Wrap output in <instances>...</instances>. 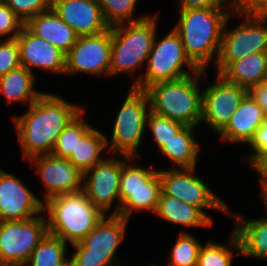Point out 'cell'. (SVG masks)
I'll use <instances>...</instances> for the list:
<instances>
[{"label":"cell","instance_id":"obj_29","mask_svg":"<svg viewBox=\"0 0 267 266\" xmlns=\"http://www.w3.org/2000/svg\"><path fill=\"white\" fill-rule=\"evenodd\" d=\"M231 231L225 244L209 240L204 246L202 245L197 266H232L233 257L236 256L233 250L237 251V255H241V247L237 235Z\"/></svg>","mask_w":267,"mask_h":266},{"label":"cell","instance_id":"obj_22","mask_svg":"<svg viewBox=\"0 0 267 266\" xmlns=\"http://www.w3.org/2000/svg\"><path fill=\"white\" fill-rule=\"evenodd\" d=\"M228 215L233 216V231L240 242L242 256L267 260V215L246 220L242 214H235L229 208Z\"/></svg>","mask_w":267,"mask_h":266},{"label":"cell","instance_id":"obj_40","mask_svg":"<svg viewBox=\"0 0 267 266\" xmlns=\"http://www.w3.org/2000/svg\"><path fill=\"white\" fill-rule=\"evenodd\" d=\"M263 0H229L230 11L234 15L252 14Z\"/></svg>","mask_w":267,"mask_h":266},{"label":"cell","instance_id":"obj_43","mask_svg":"<svg viewBox=\"0 0 267 266\" xmlns=\"http://www.w3.org/2000/svg\"><path fill=\"white\" fill-rule=\"evenodd\" d=\"M261 198L263 199L262 202H264V211H266L265 214L267 215V188L261 192Z\"/></svg>","mask_w":267,"mask_h":266},{"label":"cell","instance_id":"obj_41","mask_svg":"<svg viewBox=\"0 0 267 266\" xmlns=\"http://www.w3.org/2000/svg\"><path fill=\"white\" fill-rule=\"evenodd\" d=\"M249 93L256 100L258 105L263 109L266 117H267V83L261 82L256 86H253Z\"/></svg>","mask_w":267,"mask_h":266},{"label":"cell","instance_id":"obj_33","mask_svg":"<svg viewBox=\"0 0 267 266\" xmlns=\"http://www.w3.org/2000/svg\"><path fill=\"white\" fill-rule=\"evenodd\" d=\"M185 126L177 121L149 112L146 120V128L152 133L154 144L159 150L166 142L170 141Z\"/></svg>","mask_w":267,"mask_h":266},{"label":"cell","instance_id":"obj_3","mask_svg":"<svg viewBox=\"0 0 267 266\" xmlns=\"http://www.w3.org/2000/svg\"><path fill=\"white\" fill-rule=\"evenodd\" d=\"M206 72L199 70L192 75L158 82L146 88L144 91L148 95L150 111L184 126L198 127L202 118V88L199 87Z\"/></svg>","mask_w":267,"mask_h":266},{"label":"cell","instance_id":"obj_24","mask_svg":"<svg viewBox=\"0 0 267 266\" xmlns=\"http://www.w3.org/2000/svg\"><path fill=\"white\" fill-rule=\"evenodd\" d=\"M35 80L36 74L20 66L0 77V93L10 105L21 103L29 106L44 93L35 89Z\"/></svg>","mask_w":267,"mask_h":266},{"label":"cell","instance_id":"obj_27","mask_svg":"<svg viewBox=\"0 0 267 266\" xmlns=\"http://www.w3.org/2000/svg\"><path fill=\"white\" fill-rule=\"evenodd\" d=\"M108 153L105 133L96 127H92L75 146L74 152L68 160L81 172L85 173L95 165L102 162V152Z\"/></svg>","mask_w":267,"mask_h":266},{"label":"cell","instance_id":"obj_30","mask_svg":"<svg viewBox=\"0 0 267 266\" xmlns=\"http://www.w3.org/2000/svg\"><path fill=\"white\" fill-rule=\"evenodd\" d=\"M83 109L71 120L58 136L51 155L68 159L75 150L77 142L93 127L85 117Z\"/></svg>","mask_w":267,"mask_h":266},{"label":"cell","instance_id":"obj_44","mask_svg":"<svg viewBox=\"0 0 267 266\" xmlns=\"http://www.w3.org/2000/svg\"><path fill=\"white\" fill-rule=\"evenodd\" d=\"M264 82L267 83V68H266V72H265V76H264Z\"/></svg>","mask_w":267,"mask_h":266},{"label":"cell","instance_id":"obj_17","mask_svg":"<svg viewBox=\"0 0 267 266\" xmlns=\"http://www.w3.org/2000/svg\"><path fill=\"white\" fill-rule=\"evenodd\" d=\"M41 198L0 167V221H23L43 213Z\"/></svg>","mask_w":267,"mask_h":266},{"label":"cell","instance_id":"obj_16","mask_svg":"<svg viewBox=\"0 0 267 266\" xmlns=\"http://www.w3.org/2000/svg\"><path fill=\"white\" fill-rule=\"evenodd\" d=\"M35 166L38 177L44 186L42 202L66 194L82 191L83 173L68 159L53 155L36 156L28 160Z\"/></svg>","mask_w":267,"mask_h":266},{"label":"cell","instance_id":"obj_25","mask_svg":"<svg viewBox=\"0 0 267 266\" xmlns=\"http://www.w3.org/2000/svg\"><path fill=\"white\" fill-rule=\"evenodd\" d=\"M195 129L197 127L185 126L159 149L173 163L172 168L196 167L202 145L195 138Z\"/></svg>","mask_w":267,"mask_h":266},{"label":"cell","instance_id":"obj_42","mask_svg":"<svg viewBox=\"0 0 267 266\" xmlns=\"http://www.w3.org/2000/svg\"><path fill=\"white\" fill-rule=\"evenodd\" d=\"M251 15L260 19H267V0H263L262 4Z\"/></svg>","mask_w":267,"mask_h":266},{"label":"cell","instance_id":"obj_6","mask_svg":"<svg viewBox=\"0 0 267 266\" xmlns=\"http://www.w3.org/2000/svg\"><path fill=\"white\" fill-rule=\"evenodd\" d=\"M157 38L156 34L146 70L139 72L131 87L145 90L155 83L177 80L199 71L187 57L182 40L174 28L164 37Z\"/></svg>","mask_w":267,"mask_h":266},{"label":"cell","instance_id":"obj_13","mask_svg":"<svg viewBox=\"0 0 267 266\" xmlns=\"http://www.w3.org/2000/svg\"><path fill=\"white\" fill-rule=\"evenodd\" d=\"M105 158L83 174L82 192L91 203L100 209L105 215L111 211V215H118L120 211L119 182L123 165L131 158L113 155ZM122 157V158H121ZM114 201L116 208L111 210Z\"/></svg>","mask_w":267,"mask_h":266},{"label":"cell","instance_id":"obj_5","mask_svg":"<svg viewBox=\"0 0 267 266\" xmlns=\"http://www.w3.org/2000/svg\"><path fill=\"white\" fill-rule=\"evenodd\" d=\"M159 13L130 23L111 26L110 77L133 76L147 63L157 33Z\"/></svg>","mask_w":267,"mask_h":266},{"label":"cell","instance_id":"obj_35","mask_svg":"<svg viewBox=\"0 0 267 266\" xmlns=\"http://www.w3.org/2000/svg\"><path fill=\"white\" fill-rule=\"evenodd\" d=\"M21 66L16 38L0 41V77Z\"/></svg>","mask_w":267,"mask_h":266},{"label":"cell","instance_id":"obj_39","mask_svg":"<svg viewBox=\"0 0 267 266\" xmlns=\"http://www.w3.org/2000/svg\"><path fill=\"white\" fill-rule=\"evenodd\" d=\"M253 153L244 158L248 161L255 153L267 150V120L255 131L253 138L248 143Z\"/></svg>","mask_w":267,"mask_h":266},{"label":"cell","instance_id":"obj_11","mask_svg":"<svg viewBox=\"0 0 267 266\" xmlns=\"http://www.w3.org/2000/svg\"><path fill=\"white\" fill-rule=\"evenodd\" d=\"M160 175L161 192L164 195L176 197L187 204L198 207L212 222V216L207 210L229 213V206L224 199L215 194L207 183L197 174L193 168H169V170H157Z\"/></svg>","mask_w":267,"mask_h":266},{"label":"cell","instance_id":"obj_9","mask_svg":"<svg viewBox=\"0 0 267 266\" xmlns=\"http://www.w3.org/2000/svg\"><path fill=\"white\" fill-rule=\"evenodd\" d=\"M136 159L131 157L123 165L119 182L121 206L118 215L128 220L133 212L155 214L161 193L158 169L136 165Z\"/></svg>","mask_w":267,"mask_h":266},{"label":"cell","instance_id":"obj_8","mask_svg":"<svg viewBox=\"0 0 267 266\" xmlns=\"http://www.w3.org/2000/svg\"><path fill=\"white\" fill-rule=\"evenodd\" d=\"M149 112L147 93L130 87L126 99L117 112L111 138L106 135L108 153L137 158Z\"/></svg>","mask_w":267,"mask_h":266},{"label":"cell","instance_id":"obj_12","mask_svg":"<svg viewBox=\"0 0 267 266\" xmlns=\"http://www.w3.org/2000/svg\"><path fill=\"white\" fill-rule=\"evenodd\" d=\"M47 233L44 212L23 221H0V266H24Z\"/></svg>","mask_w":267,"mask_h":266},{"label":"cell","instance_id":"obj_19","mask_svg":"<svg viewBox=\"0 0 267 266\" xmlns=\"http://www.w3.org/2000/svg\"><path fill=\"white\" fill-rule=\"evenodd\" d=\"M52 9L78 36L96 35L110 28L98 0H53Z\"/></svg>","mask_w":267,"mask_h":266},{"label":"cell","instance_id":"obj_7","mask_svg":"<svg viewBox=\"0 0 267 266\" xmlns=\"http://www.w3.org/2000/svg\"><path fill=\"white\" fill-rule=\"evenodd\" d=\"M129 220L105 215L84 239L72 245L69 266H120L118 248L125 239Z\"/></svg>","mask_w":267,"mask_h":266},{"label":"cell","instance_id":"obj_15","mask_svg":"<svg viewBox=\"0 0 267 266\" xmlns=\"http://www.w3.org/2000/svg\"><path fill=\"white\" fill-rule=\"evenodd\" d=\"M213 84L202 89V118L209 130L219 134L229 123L232 114L239 107L249 91L236 84L227 82L215 74Z\"/></svg>","mask_w":267,"mask_h":266},{"label":"cell","instance_id":"obj_2","mask_svg":"<svg viewBox=\"0 0 267 266\" xmlns=\"http://www.w3.org/2000/svg\"><path fill=\"white\" fill-rule=\"evenodd\" d=\"M174 26L189 60L202 71L215 64L230 8L179 9ZM214 57V58H213Z\"/></svg>","mask_w":267,"mask_h":266},{"label":"cell","instance_id":"obj_4","mask_svg":"<svg viewBox=\"0 0 267 266\" xmlns=\"http://www.w3.org/2000/svg\"><path fill=\"white\" fill-rule=\"evenodd\" d=\"M43 212L48 233L71 246L81 242L105 216L82 191L47 200Z\"/></svg>","mask_w":267,"mask_h":266},{"label":"cell","instance_id":"obj_1","mask_svg":"<svg viewBox=\"0 0 267 266\" xmlns=\"http://www.w3.org/2000/svg\"><path fill=\"white\" fill-rule=\"evenodd\" d=\"M83 109L56 94L44 92L25 114L12 116L23 158L50 155L58 136Z\"/></svg>","mask_w":267,"mask_h":266},{"label":"cell","instance_id":"obj_10","mask_svg":"<svg viewBox=\"0 0 267 266\" xmlns=\"http://www.w3.org/2000/svg\"><path fill=\"white\" fill-rule=\"evenodd\" d=\"M233 16V13L228 16L222 31L220 50L215 62V72L219 75L233 61L248 54L267 52V19H260L251 14L236 15L238 18L243 17L241 23L228 28Z\"/></svg>","mask_w":267,"mask_h":266},{"label":"cell","instance_id":"obj_36","mask_svg":"<svg viewBox=\"0 0 267 266\" xmlns=\"http://www.w3.org/2000/svg\"><path fill=\"white\" fill-rule=\"evenodd\" d=\"M24 25L15 13L0 0V37L2 39L4 37V39L16 38Z\"/></svg>","mask_w":267,"mask_h":266},{"label":"cell","instance_id":"obj_37","mask_svg":"<svg viewBox=\"0 0 267 266\" xmlns=\"http://www.w3.org/2000/svg\"><path fill=\"white\" fill-rule=\"evenodd\" d=\"M248 164L259 176L261 192L267 188V150L255 153L249 160Z\"/></svg>","mask_w":267,"mask_h":266},{"label":"cell","instance_id":"obj_21","mask_svg":"<svg viewBox=\"0 0 267 266\" xmlns=\"http://www.w3.org/2000/svg\"><path fill=\"white\" fill-rule=\"evenodd\" d=\"M25 26L37 37L49 42L65 55L78 38L75 31L53 9L35 15Z\"/></svg>","mask_w":267,"mask_h":266},{"label":"cell","instance_id":"obj_34","mask_svg":"<svg viewBox=\"0 0 267 266\" xmlns=\"http://www.w3.org/2000/svg\"><path fill=\"white\" fill-rule=\"evenodd\" d=\"M26 24L35 15L52 9L53 0H2Z\"/></svg>","mask_w":267,"mask_h":266},{"label":"cell","instance_id":"obj_28","mask_svg":"<svg viewBox=\"0 0 267 266\" xmlns=\"http://www.w3.org/2000/svg\"><path fill=\"white\" fill-rule=\"evenodd\" d=\"M68 248L62 239L47 233L24 266H69Z\"/></svg>","mask_w":267,"mask_h":266},{"label":"cell","instance_id":"obj_20","mask_svg":"<svg viewBox=\"0 0 267 266\" xmlns=\"http://www.w3.org/2000/svg\"><path fill=\"white\" fill-rule=\"evenodd\" d=\"M267 120L263 109L248 93L234 111L229 123L218 134L220 140L231 144H248L255 131Z\"/></svg>","mask_w":267,"mask_h":266},{"label":"cell","instance_id":"obj_26","mask_svg":"<svg viewBox=\"0 0 267 266\" xmlns=\"http://www.w3.org/2000/svg\"><path fill=\"white\" fill-rule=\"evenodd\" d=\"M267 68V52L248 54L233 61L220 75L229 83L246 88L248 91L264 82Z\"/></svg>","mask_w":267,"mask_h":266},{"label":"cell","instance_id":"obj_23","mask_svg":"<svg viewBox=\"0 0 267 266\" xmlns=\"http://www.w3.org/2000/svg\"><path fill=\"white\" fill-rule=\"evenodd\" d=\"M157 217L186 228H209L214 223L198 208L176 197L160 193L155 211Z\"/></svg>","mask_w":267,"mask_h":266},{"label":"cell","instance_id":"obj_31","mask_svg":"<svg viewBox=\"0 0 267 266\" xmlns=\"http://www.w3.org/2000/svg\"><path fill=\"white\" fill-rule=\"evenodd\" d=\"M203 243L187 230L179 232L170 251L168 266H197Z\"/></svg>","mask_w":267,"mask_h":266},{"label":"cell","instance_id":"obj_38","mask_svg":"<svg viewBox=\"0 0 267 266\" xmlns=\"http://www.w3.org/2000/svg\"><path fill=\"white\" fill-rule=\"evenodd\" d=\"M178 9L230 8L229 0H177Z\"/></svg>","mask_w":267,"mask_h":266},{"label":"cell","instance_id":"obj_32","mask_svg":"<svg viewBox=\"0 0 267 266\" xmlns=\"http://www.w3.org/2000/svg\"><path fill=\"white\" fill-rule=\"evenodd\" d=\"M138 0H98L105 19L111 27L122 23L140 21L149 15L134 17Z\"/></svg>","mask_w":267,"mask_h":266},{"label":"cell","instance_id":"obj_18","mask_svg":"<svg viewBox=\"0 0 267 266\" xmlns=\"http://www.w3.org/2000/svg\"><path fill=\"white\" fill-rule=\"evenodd\" d=\"M16 40L21 66L33 74L35 69H41L53 74L65 75V54L58 48L37 37L25 25Z\"/></svg>","mask_w":267,"mask_h":266},{"label":"cell","instance_id":"obj_14","mask_svg":"<svg viewBox=\"0 0 267 266\" xmlns=\"http://www.w3.org/2000/svg\"><path fill=\"white\" fill-rule=\"evenodd\" d=\"M111 29L87 36H78L65 55V75L84 73L91 76H110Z\"/></svg>","mask_w":267,"mask_h":266}]
</instances>
